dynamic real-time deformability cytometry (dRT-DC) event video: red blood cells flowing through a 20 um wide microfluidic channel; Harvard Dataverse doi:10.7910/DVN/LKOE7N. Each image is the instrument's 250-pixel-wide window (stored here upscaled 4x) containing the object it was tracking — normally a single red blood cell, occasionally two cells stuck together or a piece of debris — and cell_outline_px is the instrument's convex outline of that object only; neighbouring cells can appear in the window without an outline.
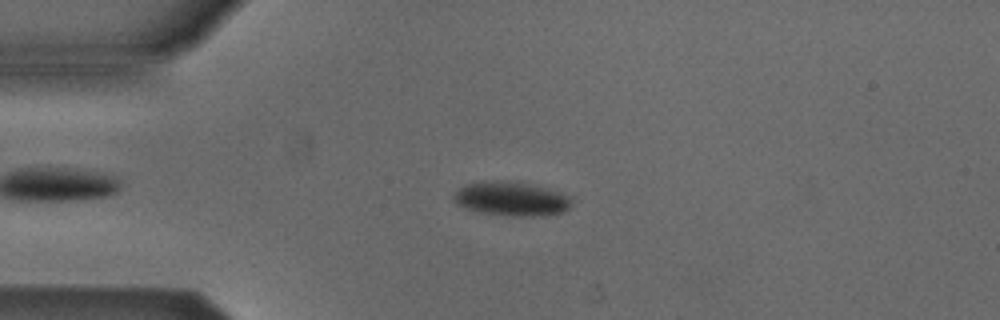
{"species": "Egyptian fruit bat (a non-hibernating species)", "species_latin": "Rousettus aegyptiacus", "temperature_condition": "cold", "stored_images_in_passage": 51, "camera_frame_rate_fps": 3000, "um_per_image_px": 0.085, "animal": {"sex": "male"}, "frame": {"image": 1, "passage_image": 11, "time_ms": 3.333, "image_size_px": [1000, 320], "cell_outline_px": [[568, 208], [564, 212], [532, 216], [520, 216], [484, 212], [468, 208], [456, 204], [452, 196], [460, 188], [468, 184], [484, 180], [508, 180], [556, 192], [568, 196]], "centroid_in_image_um": [43.37, 16.89], "position_along_channel_um": 41.6, "area_um2": 22.43}}
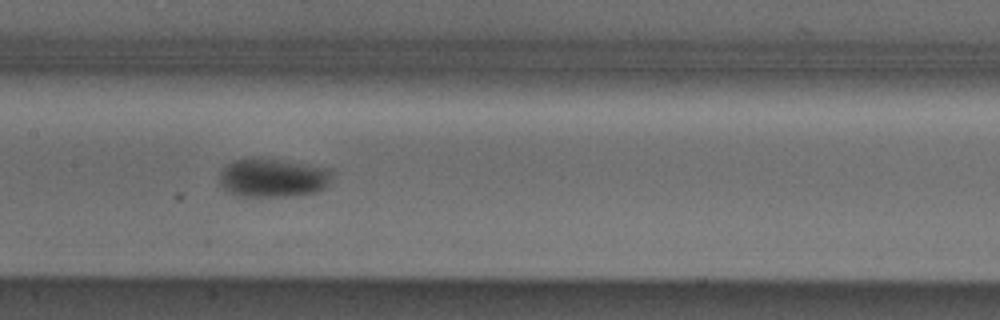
{"frame": {"image": 2, "passage_image": 24, "time_ms": 7.667, "image_size_px": [1000, 320], "cell_outline_px": [[332, 176], [328, 184], [324, 188], [316, 192], [292, 196], [236, 196], [228, 192], [220, 184], [220, 172], [232, 160], [276, 160], [328, 168], [332, 172]], "centroid_in_image_um": [23.2, 15.15], "position_along_channel_um": 184.2, "area_um2": 24.8}}
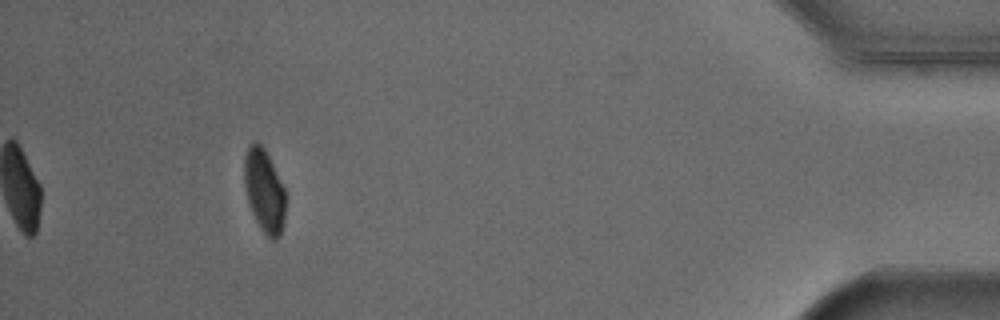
{"frame": {"image": 3, "passage_image": 47, "time_ms": 15.333, "image_size_px": [1000, 320], "cell_outline_px": [[284, 220], [280, 236], [276, 240], [272, 240], [260, 228], [252, 212], [248, 200], [244, 184], [244, 156], [248, 148], [256, 140], [264, 148], [284, 188]], "centroid_in_image_um": [22.45, 16.23], "position_along_channel_um": 412.8, "area_um2": 19.59}, "authors_computed_cell_mechanics": {"area_um2": 22.5998, "velocity_mm_per_s": 3.8466, "shape_relaxation_time_tau1_ms": 2.1058, "shape_relaxation_time_tau2_ms": null, "deformation_change_tau1": 0.0855, "deformation_change_tau2": null}}